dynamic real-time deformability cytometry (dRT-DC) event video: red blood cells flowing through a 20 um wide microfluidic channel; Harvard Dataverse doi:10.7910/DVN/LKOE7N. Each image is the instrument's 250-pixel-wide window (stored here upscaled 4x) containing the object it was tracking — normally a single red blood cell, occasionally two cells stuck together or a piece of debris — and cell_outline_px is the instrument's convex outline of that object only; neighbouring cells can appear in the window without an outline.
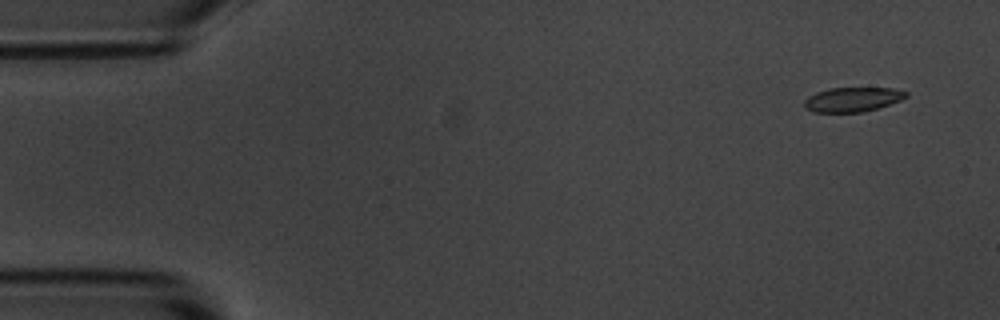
{"species": "common noctule bat (a hibernating species)", "species_latin": "Nyctalus noctula", "temperature_condition": "room temperature", "stored_images_in_passage": 5, "camera_frame_rate_fps": 3000, "um_per_image_px": 0.085, "animal": {"sex": "male", "body_mass_g": 20.1, "forearm_length_mm": 53.5}, "frame": {"image": 1, "passage_image": 1, "time_ms": 0.0, "image_size_px": [1000, 320], "cell_outline_px": [[908, 96], [900, 100], [864, 112], [812, 112], [804, 108], [804, 100], [808, 96], [816, 92], [828, 88], [892, 88], [908, 92]], "centroid_in_image_um": [72.42, 8.45], "position_along_channel_um": 12.6, "area_um2": 14.51}}
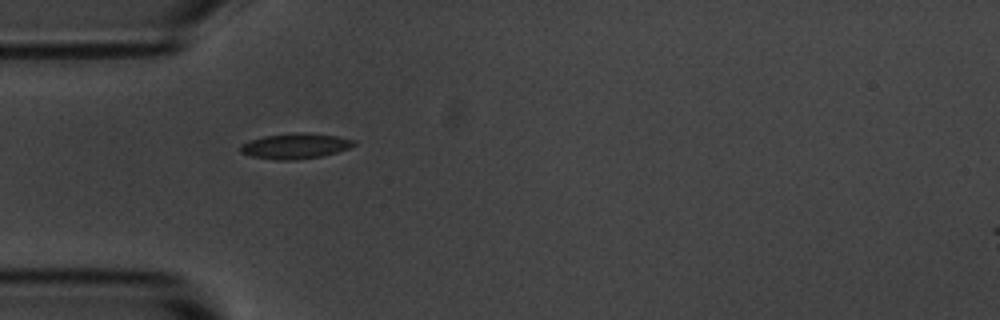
{"frame": {"image": 2, "passage_image": 4, "time_ms": 4.333, "image_size_px": [1000, 320], "cell_outline_px": [[356, 144], [348, 148], [324, 156], [296, 160], [276, 160], [252, 156], [240, 152], [240, 144], [264, 136], [336, 136], [356, 140]], "centroid_in_image_um": [25.08, 12.48], "position_along_channel_um": 59.9, "area_um2": 15.66}}